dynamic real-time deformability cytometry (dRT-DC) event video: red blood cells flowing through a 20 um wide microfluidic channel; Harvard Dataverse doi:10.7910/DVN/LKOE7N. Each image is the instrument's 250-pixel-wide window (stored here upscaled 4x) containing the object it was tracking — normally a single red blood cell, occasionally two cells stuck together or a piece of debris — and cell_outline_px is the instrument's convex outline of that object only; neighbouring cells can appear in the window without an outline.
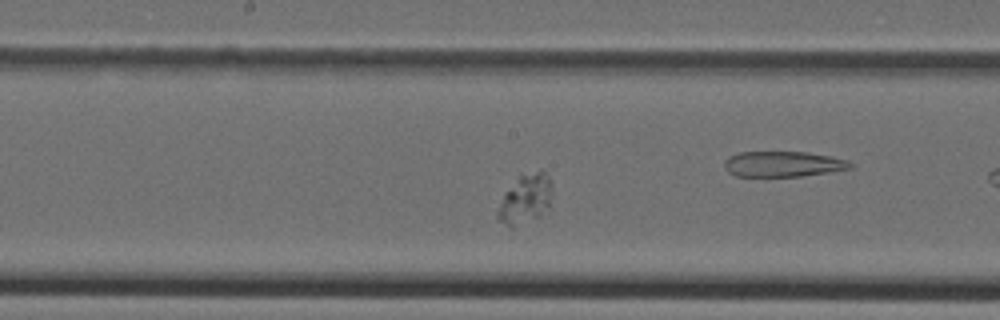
{"species": "Egyptian fruit bat (a non-hibernating species)", "species_latin": "Rousettus aegyptiacus", "temperature_condition": "cold", "stored_images_in_passage": 20, "camera_frame_rate_fps": 3000, "um_per_image_px": 0.085, "animal": {"sex": "female"}, "frame": {"image": 1, "passage_image": 15, "time_ms": 4.667, "image_size_px": [1000, 320], "cell_outline_px": [[552, 208], [540, 216], [512, 228], [500, 220], [496, 216], [496, 212], [504, 192], [520, 172], [544, 172], [548, 176], [552, 184]], "centroid_in_image_um": [44.68, 16.9], "position_along_channel_um": 203.5, "area_um2": 16.24}}